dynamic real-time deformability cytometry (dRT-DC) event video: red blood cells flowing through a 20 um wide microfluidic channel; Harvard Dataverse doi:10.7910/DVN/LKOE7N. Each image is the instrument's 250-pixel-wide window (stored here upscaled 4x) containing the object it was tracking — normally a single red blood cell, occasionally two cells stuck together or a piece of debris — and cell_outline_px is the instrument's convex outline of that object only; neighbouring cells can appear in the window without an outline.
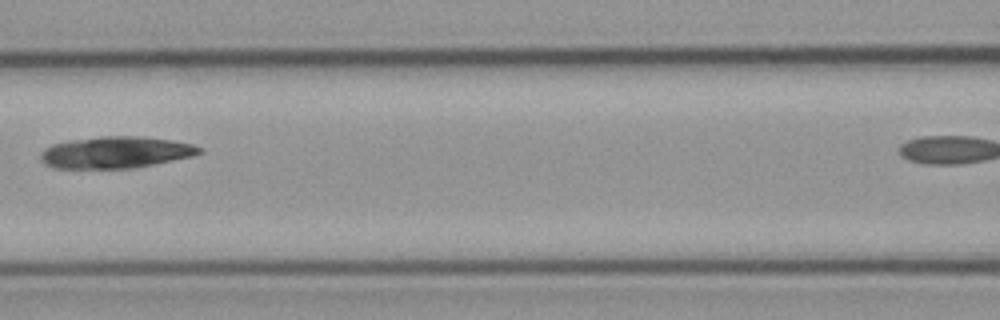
{"species": "common noctule bat (a hibernating species)", "species_latin": "Nyctalus noctula", "temperature_condition": "cold", "stored_images_in_passage": 8, "segment_of_instrument_passage": [1, 2], "camera_frame_rate_fps": 3000, "um_per_image_px": 0.085, "animal": {"sex": "male", "body_mass_g": 23.1, "forearm_length_mm": 52.7}, "frame": {"image": 1, "passage_image": 6, "time_ms": 7.0, "image_size_px": [1000, 320], "cell_outline_px": [[204, 152], [192, 156], [132, 168], [52, 168], [44, 164], [40, 160], [40, 152], [44, 148], [52, 144], [68, 140], [100, 136], [140, 136], [168, 140], [192, 144], [200, 148]], "centroid_in_image_um": [9.75, 12.95], "position_along_channel_um": 156.8, "area_um2": 29.25}}
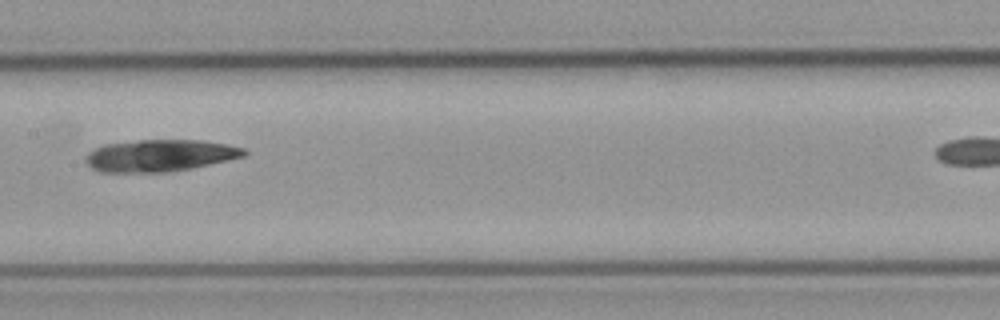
{"frame": {"image": 2, "passage_image": 7, "time_ms": 8.0, "image_size_px": [1000, 320], "cell_outline_px": [[248, 152], [244, 156], [228, 160], [192, 168], [164, 172], [100, 172], [92, 168], [84, 160], [84, 156], [88, 152], [104, 144], [140, 140], [204, 140], [228, 144], [244, 148]], "centroid_in_image_um": [13.59, 13.21], "position_along_channel_um": 193.8, "area_um2": 29.54}}